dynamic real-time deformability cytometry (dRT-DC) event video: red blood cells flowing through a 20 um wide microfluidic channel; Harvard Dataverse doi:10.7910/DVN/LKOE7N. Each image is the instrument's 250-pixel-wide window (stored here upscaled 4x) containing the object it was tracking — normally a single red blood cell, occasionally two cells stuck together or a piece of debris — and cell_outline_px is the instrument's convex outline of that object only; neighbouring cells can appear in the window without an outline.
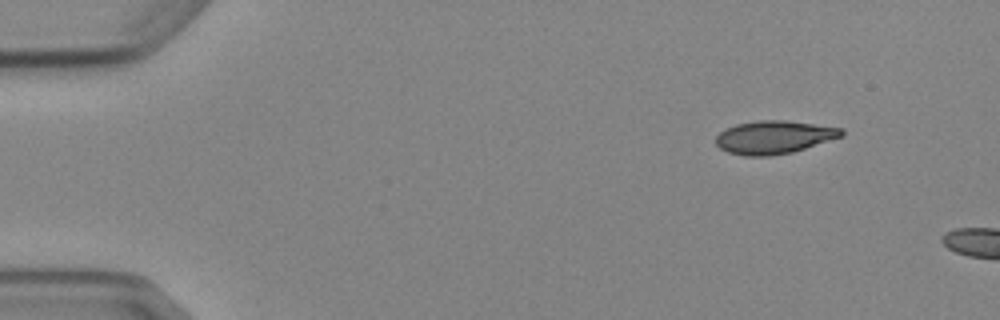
{"species": "Egyptian fruit bat (a non-hibernating species)", "species_latin": "Rousettus aegyptiacus", "temperature_condition": "cold", "stored_images_in_passage": 3, "camera_frame_rate_fps": 3000, "um_per_image_px": 0.085, "animal": {"sex": "female"}, "frame": {"image": 1, "passage_image": 1, "time_ms": 0.0, "image_size_px": [1000, 320], "cell_outline_px": [[844, 136], [792, 152], [772, 156], [744, 156], [728, 152], [720, 148], [716, 144], [716, 136], [720, 132], [736, 124], [760, 120], [784, 120], [844, 128]], "centroid_in_image_um": [65.81, 11.67], "position_along_channel_um": 19.2, "area_um2": 24.22}}